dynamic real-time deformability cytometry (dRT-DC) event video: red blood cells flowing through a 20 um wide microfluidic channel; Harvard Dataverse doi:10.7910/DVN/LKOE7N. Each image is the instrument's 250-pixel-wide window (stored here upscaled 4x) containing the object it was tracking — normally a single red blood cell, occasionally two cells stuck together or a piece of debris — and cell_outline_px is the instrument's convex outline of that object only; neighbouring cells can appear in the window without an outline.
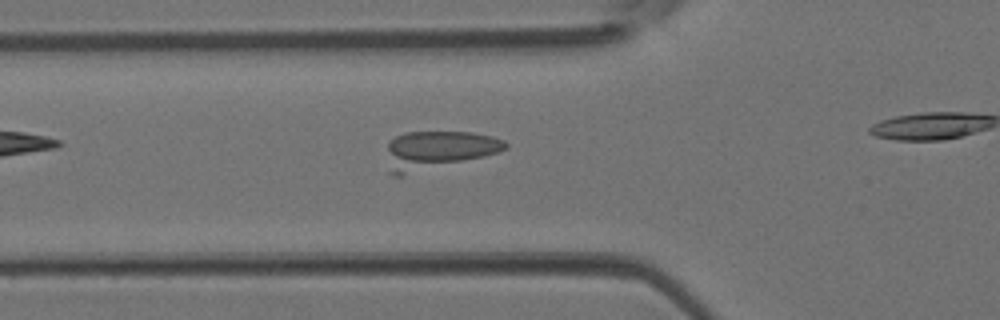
{"species": "Egyptian fruit bat (a non-hibernating species)", "species_latin": "Rousettus aegyptiacus", "temperature_condition": "room temperature", "stored_images_in_passage": 8, "camera_frame_rate_fps": 3000, "um_per_image_px": 0.085, "animal": {"sex": "female"}, "frame": {"image": 1, "passage_image": 4, "time_ms": 1.0, "image_size_px": [1000, 320], "cell_outline_px": [[508, 148], [484, 156], [400, 176], [392, 176], [388, 172], [388, 144], [396, 136], [404, 132], [472, 132], [492, 136], [504, 140], [508, 144]], "centroid_in_image_um": [37.2, 12.75], "position_along_channel_um": 88.6, "area_um2": 26.18}}
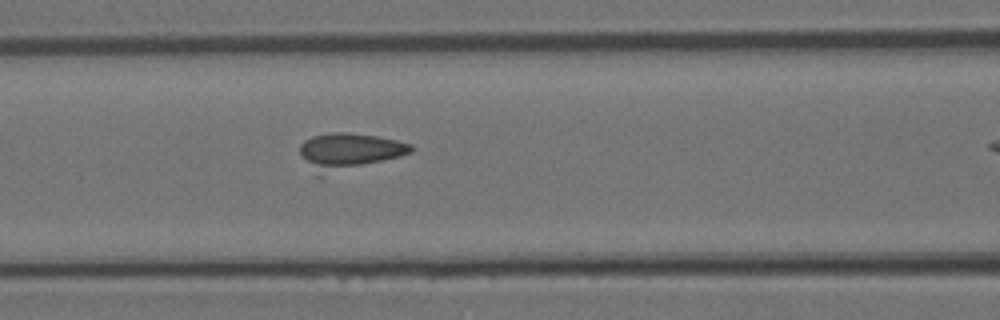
{"frame": {"image": 2, "passage_image": 7, "time_ms": 2.0, "image_size_px": [1000, 320], "cell_outline_px": [[412, 152], [400, 156], [320, 180], [316, 176], [300, 152], [300, 144], [304, 140], [312, 136], [328, 132], [348, 132], [376, 136], [396, 140], [412, 144]], "centroid_in_image_um": [29.62, 12.92], "position_along_channel_um": 137.0, "area_um2": 24.45}}